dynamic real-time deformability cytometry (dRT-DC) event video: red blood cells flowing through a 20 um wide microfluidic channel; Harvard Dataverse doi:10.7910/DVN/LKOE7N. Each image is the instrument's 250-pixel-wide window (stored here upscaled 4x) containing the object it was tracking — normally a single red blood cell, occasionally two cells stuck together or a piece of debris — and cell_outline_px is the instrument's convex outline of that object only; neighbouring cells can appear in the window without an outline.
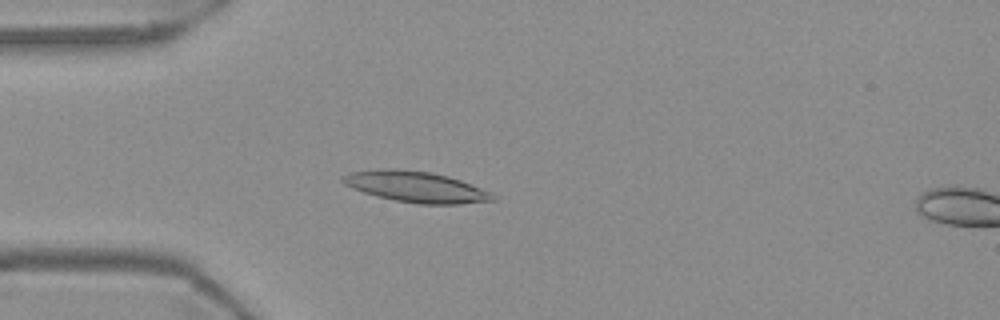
{"species": "Egyptian fruit bat (a non-hibernating species)", "species_latin": "Rousettus aegyptiacus", "temperature_condition": "warm", "stored_images_in_passage": 54, "camera_frame_rate_fps": 3000, "um_per_image_px": 0.085, "frame": {"image": 1, "passage_image": 14, "time_ms": 4.333, "image_size_px": [1000, 320], "cell_outline_px": [[496, 200], [460, 204], [420, 204], [396, 200], [376, 196], [352, 188], [344, 184], [340, 180], [348, 172], [392, 168], [396, 168], [432, 172], [448, 176], [460, 180], [492, 192], [496, 196]], "centroid_in_image_um": [35.38, 15.88], "position_along_channel_um": 49.6, "area_um2": 26.99}}
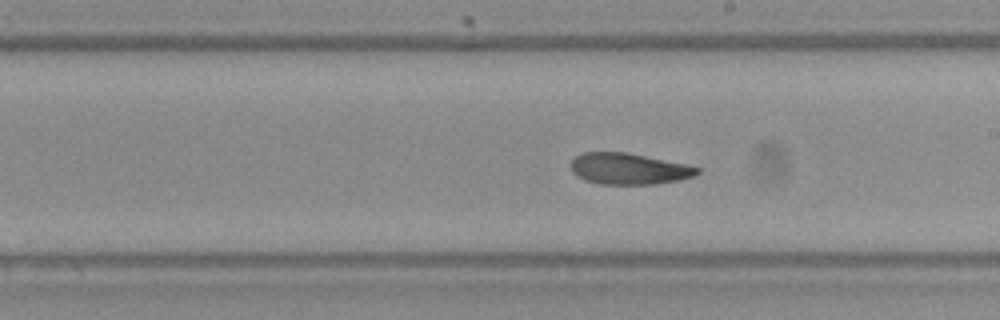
{"frame": {"image": 2, "passage_image": 30, "time_ms": 9.667, "image_size_px": [1000, 320], "cell_outline_px": [[700, 172], [696, 176], [680, 180], [656, 184], [600, 184], [584, 180], [576, 176], [572, 172], [568, 164], [576, 156], [584, 152], [628, 152], [688, 164], [700, 168]], "centroid_in_image_um": [53.46, 14.34], "position_along_channel_um": 235.5, "area_um2": 23.47}}
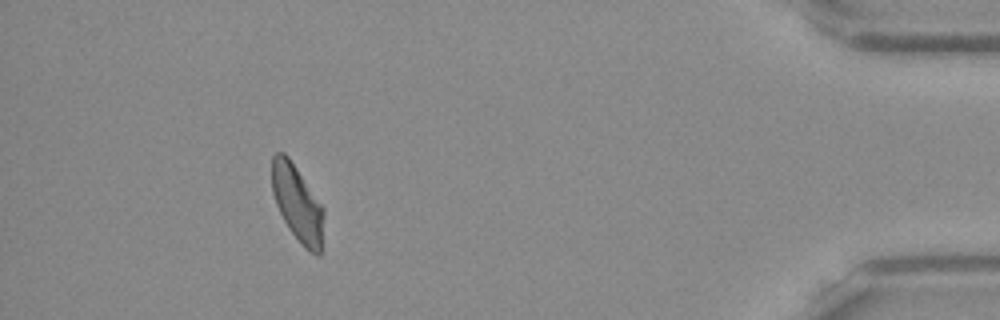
{"frame": {"image": 3, "passage_image": 49, "time_ms": 16.0, "image_size_px": [1000, 320], "cell_outline_px": [[324, 216], [320, 256], [316, 256], [308, 252], [304, 248], [288, 228], [276, 204], [272, 192], [272, 156], [276, 152], [284, 152], [288, 156], [324, 208]], "centroid_in_image_um": [25.28, 17.32], "position_along_channel_um": 409.9, "area_um2": 23.06}, "authors_computed_cell_mechanics": {"area_um2": 24.2471, "velocity_mm_per_s": 3.6849, "shape_relaxation_time_tau1_ms": null, "shape_relaxation_time_tau2_ms": 8.5044, "deformation_change_tau1": null, "deformation_change_tau2": 0.1417}}